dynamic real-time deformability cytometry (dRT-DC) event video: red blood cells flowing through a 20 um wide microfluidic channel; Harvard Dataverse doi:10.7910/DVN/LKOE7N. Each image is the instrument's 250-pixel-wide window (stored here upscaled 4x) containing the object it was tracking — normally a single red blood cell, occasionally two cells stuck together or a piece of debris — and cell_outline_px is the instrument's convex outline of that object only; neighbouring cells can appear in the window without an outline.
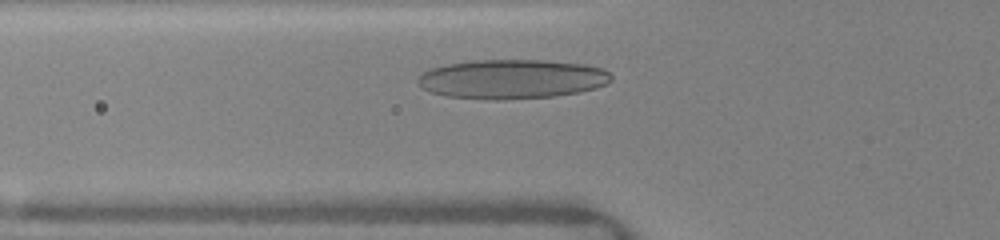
{"species": "human", "species_latin": "Homo sapiens", "temperature_condition": "warm", "stored_images_in_passage": 5, "camera_frame_rate_fps": 3000, "um_per_image_px": 0.085, "donor": {"sex": "female"}, "frame": {"image": 1, "passage_image": 3, "time_ms": 1.333, "image_size_px": [1000, 240], "cell_outline_px": [[612, 80], [608, 84], [596, 88], [580, 92], [552, 96], [504, 100], [492, 100], [444, 96], [432, 92], [424, 88], [416, 80], [424, 72], [432, 68], [448, 64], [472, 60], [544, 60], [584, 64], [604, 68], [612, 76]], "centroid_in_image_um": [43.56, 6.72], "position_along_channel_um": 82.2, "area_um2": 44.45}}
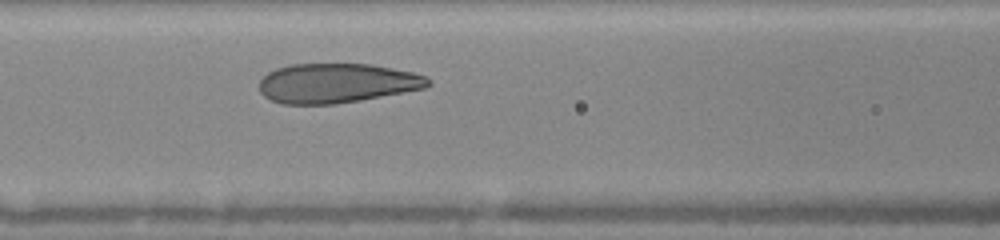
{"frame": {"image": 2, "passage_image": 5, "time_ms": 2.667, "image_size_px": [1000, 240], "cell_outline_px": [[432, 84], [428, 88], [360, 100], [336, 104], [280, 104], [264, 96], [260, 92], [260, 80], [268, 72], [276, 68], [292, 64], [368, 64], [392, 68], [412, 72], [428, 76], [432, 80]], "centroid_in_image_um": [28.67, 7.07], "position_along_channel_um": 137.9, "area_um2": 39.13}}